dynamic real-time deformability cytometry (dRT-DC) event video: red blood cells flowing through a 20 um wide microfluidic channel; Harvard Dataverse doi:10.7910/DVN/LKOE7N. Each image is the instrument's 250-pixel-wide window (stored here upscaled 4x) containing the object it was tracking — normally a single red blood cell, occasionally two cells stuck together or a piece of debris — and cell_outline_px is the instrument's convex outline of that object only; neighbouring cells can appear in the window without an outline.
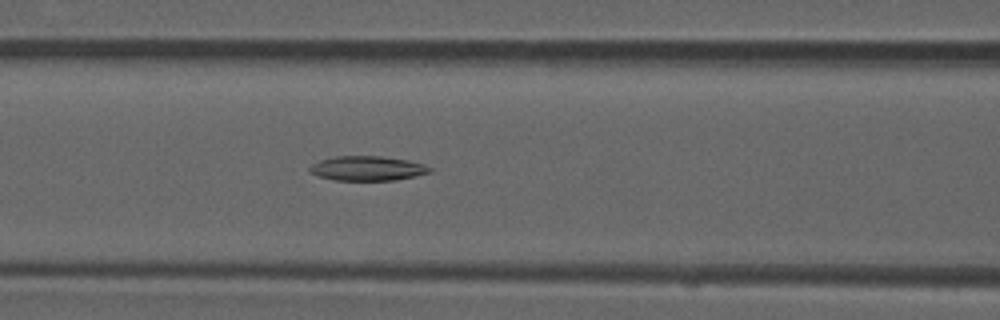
{"species": "common noctule bat (a hibernating species)", "species_latin": "Nyctalus noctula", "temperature_condition": "room temperature", "stored_images_in_passage": 41, "camera_frame_rate_fps": 3000, "um_per_image_px": 0.085, "animal": {"sex": "male", "forearm_length_mm": 52.5}, "frame": {"image": 1, "passage_image": 10, "time_ms": 3.0, "image_size_px": [1000, 320], "cell_outline_px": [[432, 172], [416, 176], [396, 180], [336, 180], [320, 176], [308, 172], [308, 168], [312, 164], [320, 160], [336, 156], [380, 156], [408, 160], [424, 164], [432, 168]], "centroid_in_image_um": [31.25, 14.31], "position_along_channel_um": 135.4, "area_um2": 17.22}}
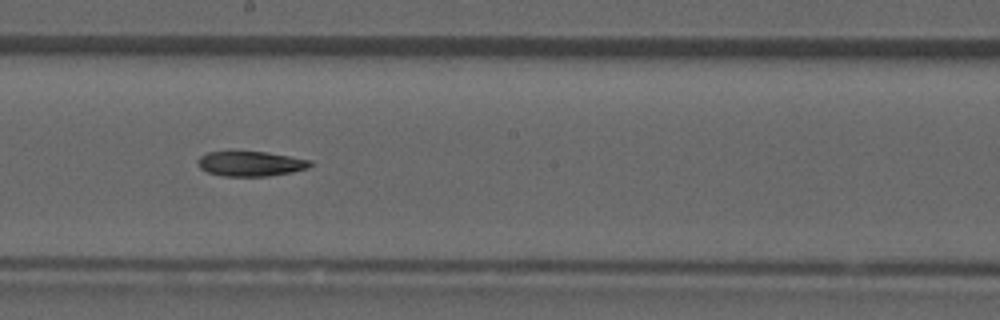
{"frame": {"image": 2, "passage_image": 17, "time_ms": 5.333, "image_size_px": [1000, 320], "cell_outline_px": [[316, 164], [308, 168], [292, 172], [268, 176], [224, 176], [208, 172], [200, 168], [196, 160], [200, 156], [208, 152], [268, 152], [312, 160]], "centroid_in_image_um": [21.35, 13.92], "position_along_channel_um": 226.8, "area_um2": 16.42}}
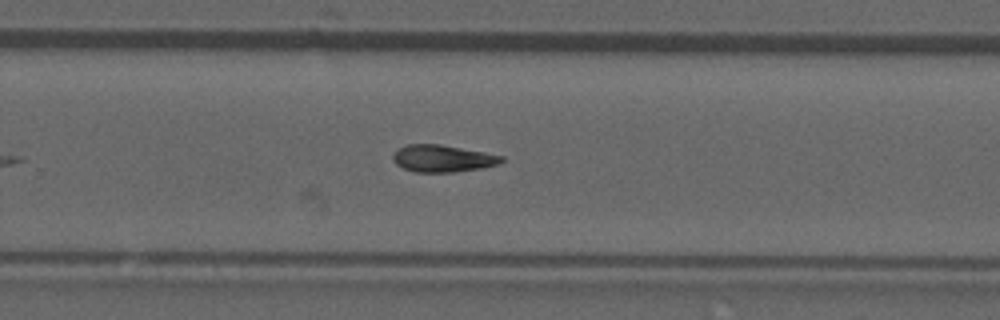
{"frame": {"image": 3, "passage_image": 22, "time_ms": 7.0, "image_size_px": [1000, 320], "cell_outline_px": [[504, 160], [496, 164], [480, 168], [456, 172], [416, 172], [404, 168], [396, 164], [392, 160], [392, 156], [400, 148], [408, 144], [440, 144], [484, 152], [504, 156]], "centroid_in_image_um": [37.62, 13.47], "position_along_channel_um": 292.2, "area_um2": 16.94}}